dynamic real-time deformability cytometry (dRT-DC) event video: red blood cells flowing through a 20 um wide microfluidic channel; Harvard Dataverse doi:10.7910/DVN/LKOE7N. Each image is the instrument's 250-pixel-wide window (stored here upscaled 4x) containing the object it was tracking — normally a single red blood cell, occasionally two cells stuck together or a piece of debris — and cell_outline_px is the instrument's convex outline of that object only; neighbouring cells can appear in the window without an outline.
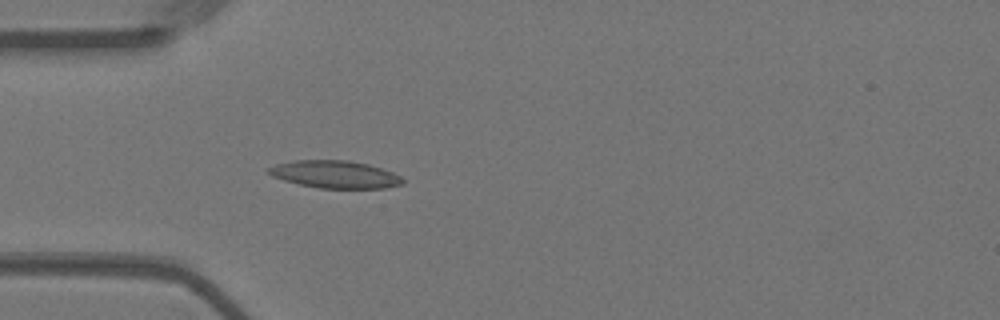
{"species": "Egyptian fruit bat (a non-hibernating species)", "species_latin": "Rousettus aegyptiacus", "temperature_condition": "warm", "stored_images_in_passage": 40, "camera_frame_rate_fps": 3000, "um_per_image_px": 0.085, "animal": {"sex": "female"}, "frame": {"image": 1, "passage_image": 1, "time_ms": 0.0, "image_size_px": [1000, 320], "cell_outline_px": [[404, 184], [384, 188], [320, 188], [300, 184], [284, 180], [272, 176], [268, 172], [268, 168], [276, 164], [296, 160], [348, 160], [368, 164], [392, 172], [400, 176], [404, 180]], "centroid_in_image_um": [28.49, 14.82], "position_along_channel_um": 56.5, "area_um2": 21.33}}
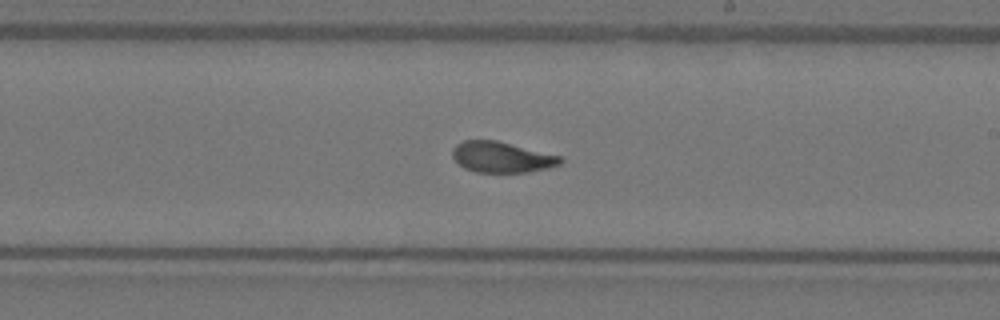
{"frame": {"image": 2, "passage_image": 17, "time_ms": 5.333, "image_size_px": [1000, 320], "cell_outline_px": [[564, 160], [560, 164], [548, 168], [528, 172], [476, 172], [464, 168], [452, 156], [452, 148], [456, 144], [464, 140], [496, 140], [560, 156]], "centroid_in_image_um": [42.63, 13.35], "position_along_channel_um": 246.4, "area_um2": 19.25}}
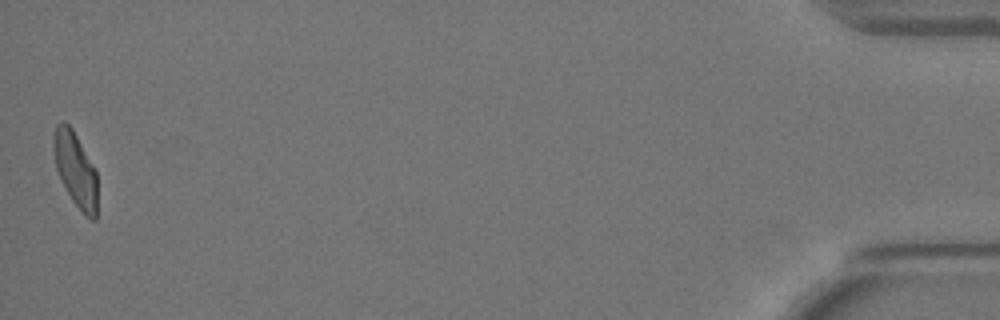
{"frame": {"image": 3, "passage_image": 40, "time_ms": 13.0, "image_size_px": [1000, 320], "cell_outline_px": [[96, 220], [92, 220], [84, 216], [72, 200], [60, 180], [56, 168], [52, 148], [52, 140], [56, 124], [60, 120], [64, 120], [72, 128], [96, 172]], "centroid_in_image_um": [6.37, 14.39], "position_along_channel_um": 428.8, "area_um2": 19.07}, "authors_computed_cell_mechanics": {"area_um2": 19.7387, "velocity_mm_per_s": 3.6329, "shape_relaxation_time_tau1_ms": 6.1801, "shape_relaxation_time_tau2_ms": 1.5771, "deformation_change_tau1": 0.1808, "deformation_change_tau2": 0.0748}}